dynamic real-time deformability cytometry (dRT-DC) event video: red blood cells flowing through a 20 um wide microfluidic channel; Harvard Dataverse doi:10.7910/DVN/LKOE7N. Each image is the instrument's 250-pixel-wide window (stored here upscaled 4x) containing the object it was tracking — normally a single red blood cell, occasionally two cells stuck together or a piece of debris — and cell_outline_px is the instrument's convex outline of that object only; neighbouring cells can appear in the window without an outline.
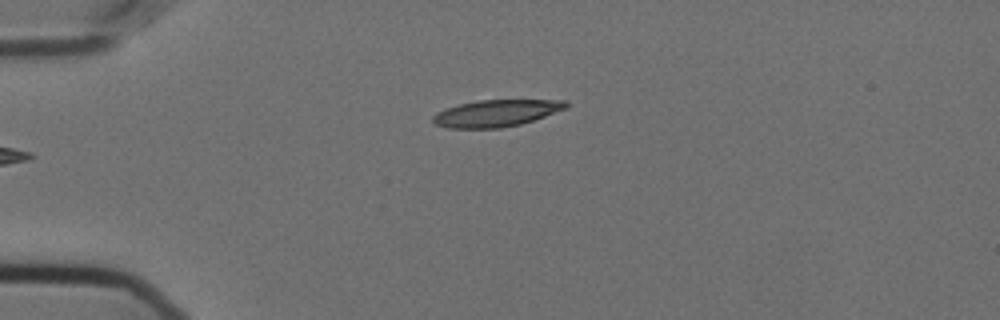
{"species": "Egyptian fruit bat (a non-hibernating species)", "species_latin": "Rousettus aegyptiacus", "temperature_condition": "cold", "stored_images_in_passage": 38, "camera_frame_rate_fps": 3000, "um_per_image_px": 0.085, "animal": {"sex": "female"}, "frame": {"image": 1, "passage_image": 1, "time_ms": 0.0, "image_size_px": [1000, 320], "cell_outline_px": [[568, 108], [520, 124], [500, 128], [448, 128], [436, 124], [432, 120], [432, 116], [436, 112], [444, 108], [476, 100], [568, 100]], "centroid_in_image_um": [42.16, 9.61], "position_along_channel_um": 42.8, "area_um2": 20.81}}
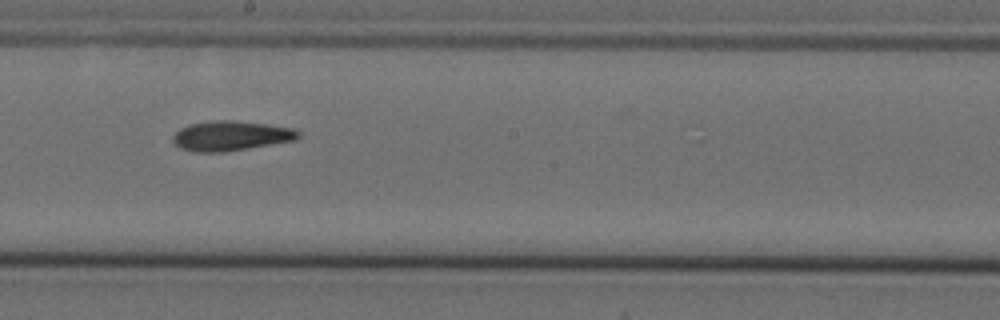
{"frame": {"image": 2, "passage_image": 19, "time_ms": 6.0, "image_size_px": [1000, 320], "cell_outline_px": [[300, 136], [296, 140], [224, 152], [192, 152], [180, 148], [172, 140], [172, 136], [180, 128], [188, 124], [216, 120], [232, 120], [268, 124], [296, 128], [300, 132]], "centroid_in_image_um": [19.63, 11.54], "position_along_channel_um": 228.6, "area_um2": 21.96}}
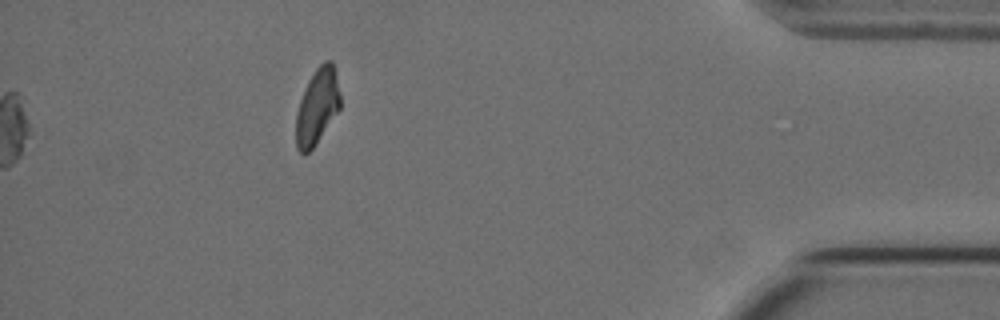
{"frame": {"image": 3, "passage_image": 38, "time_ms": 12.333, "image_size_px": [1000, 320], "cell_outline_px": [[340, 108], [312, 148], [304, 156], [296, 148], [296, 112], [300, 100], [308, 80], [316, 68], [324, 60], [332, 60], [336, 76], [340, 96]], "centroid_in_image_um": [26.94, 9.04], "position_along_channel_um": 408.3, "area_um2": 19.31}, "authors_computed_cell_mechanics": {"area_um2": 21.2126, "velocity_mm_per_s": 3.5824, "shape_relaxation_time_tau1_ms": 7.8776, "shape_relaxation_time_tau2_ms": 5.0219, "deformation_change_tau1": 0.2027, "deformation_change_tau2": 0.1341}}